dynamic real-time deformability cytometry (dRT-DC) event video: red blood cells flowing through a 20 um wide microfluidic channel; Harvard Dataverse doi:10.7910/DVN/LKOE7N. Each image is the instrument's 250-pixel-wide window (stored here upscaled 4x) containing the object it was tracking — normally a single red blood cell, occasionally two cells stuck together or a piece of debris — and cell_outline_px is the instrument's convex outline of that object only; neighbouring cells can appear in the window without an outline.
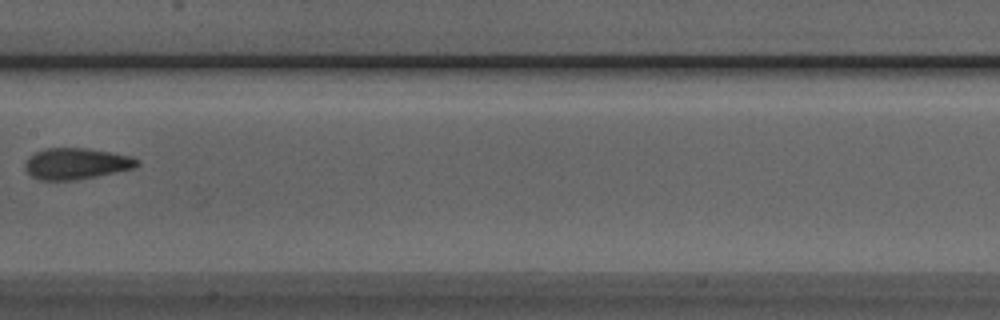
{"species": "Egyptian fruit bat (a non-hibernating species)", "species_latin": "Rousettus aegyptiacus", "temperature_condition": "room temperature", "stored_images_in_passage": 4, "camera_frame_rate_fps": 3000, "um_per_image_px": 0.085, "animal": {"sex": "male"}, "frame": {"image": 1, "passage_image": 4, "time_ms": 1.0, "image_size_px": [1000, 320], "cell_outline_px": [[140, 164], [136, 168], [76, 180], [40, 180], [32, 176], [24, 168], [24, 164], [28, 156], [44, 148], [88, 148], [112, 152], [132, 156], [140, 160]], "centroid_in_image_um": [6.5, 13.9], "position_along_channel_um": 200.9, "area_um2": 20.63}}